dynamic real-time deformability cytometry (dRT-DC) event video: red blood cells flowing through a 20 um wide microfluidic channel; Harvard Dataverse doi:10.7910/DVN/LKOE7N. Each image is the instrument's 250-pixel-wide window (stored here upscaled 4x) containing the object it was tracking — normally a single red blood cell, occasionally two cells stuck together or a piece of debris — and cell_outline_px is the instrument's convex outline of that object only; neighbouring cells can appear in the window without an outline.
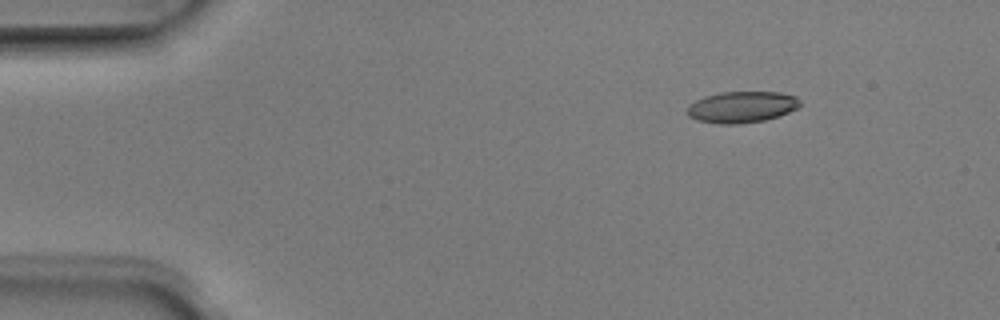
{"species": "Egyptian fruit bat (a non-hibernating species)", "species_latin": "Rousettus aegyptiacus", "temperature_condition": "room temperature", "stored_images_in_passage": 5, "camera_frame_rate_fps": 3000, "um_per_image_px": 0.085, "animal": {"sex": "male"}, "frame": {"image": 1, "passage_image": 2, "time_ms": 0.333, "image_size_px": [1000, 320], "cell_outline_px": [[800, 104], [796, 108], [788, 112], [764, 120], [736, 124], [720, 124], [696, 120], [688, 116], [688, 104], [704, 96], [720, 92], [780, 92], [796, 96], [800, 100]], "centroid_in_image_um": [63.02, 9.09], "position_along_channel_um": 22.0, "area_um2": 20.52}}
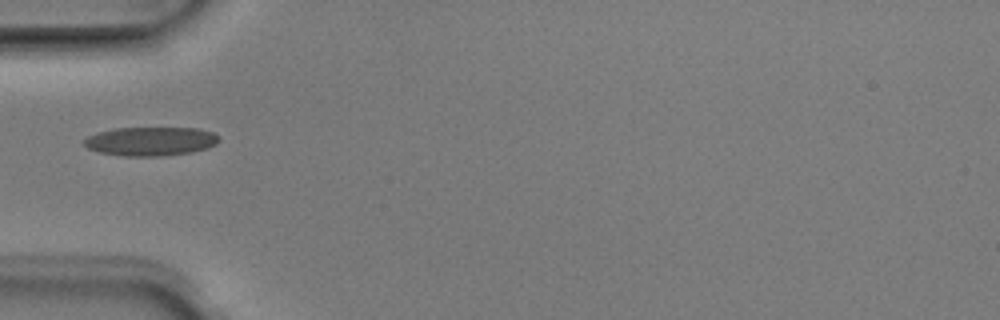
{"frame": {"image": 2, "passage_image": 5, "time_ms": 1.333, "image_size_px": [1000, 320], "cell_outline_px": [[220, 140], [216, 144], [208, 148], [192, 152], [164, 156], [120, 156], [100, 152], [88, 148], [84, 144], [84, 140], [88, 136], [96, 132], [116, 128], [200, 128], [212, 132]], "centroid_in_image_um": [12.81, 12.01], "position_along_channel_um": 72.2, "area_um2": 22.77}}